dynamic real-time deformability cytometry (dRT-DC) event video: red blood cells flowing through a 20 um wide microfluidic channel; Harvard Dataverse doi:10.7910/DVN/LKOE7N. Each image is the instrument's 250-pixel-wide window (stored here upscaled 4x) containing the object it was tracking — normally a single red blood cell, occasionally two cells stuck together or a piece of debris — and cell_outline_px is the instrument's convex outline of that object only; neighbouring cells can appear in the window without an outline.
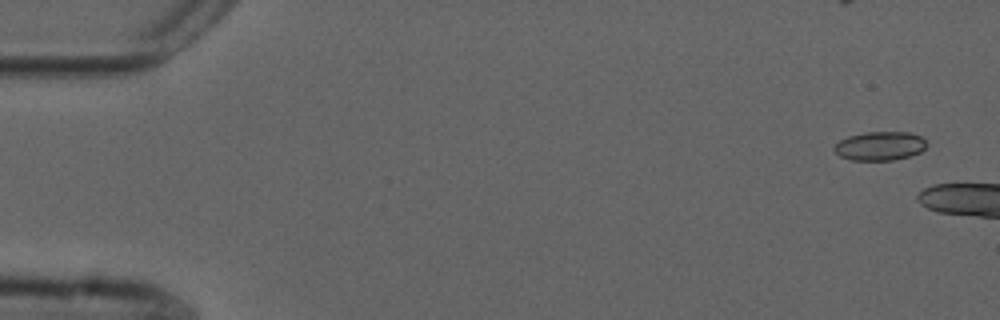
{"species": "common noctule bat (a hibernating species)", "species_latin": "Nyctalus noctula", "temperature_condition": "cold", "stored_images_in_passage": 8, "camera_frame_rate_fps": 3000, "um_per_image_px": 0.085, "animal": {"sex": "male", "forearm_length_mm": 52.5}, "frame": {"image": 1, "passage_image": 3, "time_ms": 0.667, "image_size_px": [1000, 320], "cell_outline_px": [[928, 144], [920, 152], [908, 156], [892, 160], [852, 160], [840, 156], [832, 148], [840, 140], [848, 136], [864, 132], [908, 132], [920, 136]], "centroid_in_image_um": [74.78, 12.4], "position_along_channel_um": 10.2, "area_um2": 15.43}}